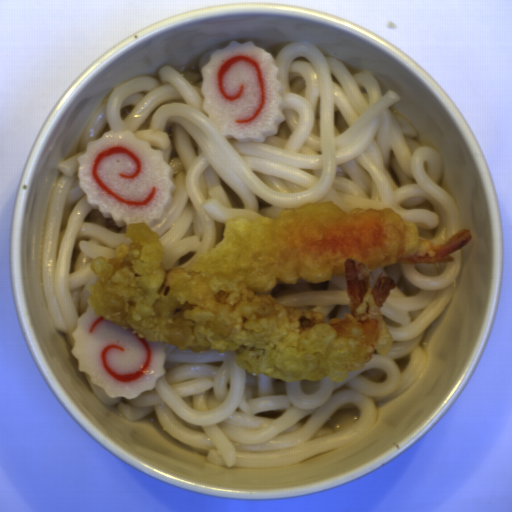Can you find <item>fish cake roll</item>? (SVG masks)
<instances>
[{"label": "fish cake roll", "mask_w": 512, "mask_h": 512, "mask_svg": "<svg viewBox=\"0 0 512 512\" xmlns=\"http://www.w3.org/2000/svg\"><path fill=\"white\" fill-rule=\"evenodd\" d=\"M70 354L78 372L87 373L92 386L103 387L107 398L134 399L156 388L165 373V344L146 342L128 328L99 318L89 307L72 333Z\"/></svg>", "instance_id": "obj_3"}, {"label": "fish cake roll", "mask_w": 512, "mask_h": 512, "mask_svg": "<svg viewBox=\"0 0 512 512\" xmlns=\"http://www.w3.org/2000/svg\"><path fill=\"white\" fill-rule=\"evenodd\" d=\"M200 77L201 111L227 138L263 142L284 124L283 85L267 50L232 40L210 54Z\"/></svg>", "instance_id": "obj_2"}, {"label": "fish cake roll", "mask_w": 512, "mask_h": 512, "mask_svg": "<svg viewBox=\"0 0 512 512\" xmlns=\"http://www.w3.org/2000/svg\"><path fill=\"white\" fill-rule=\"evenodd\" d=\"M172 177L164 154L130 130L86 141L77 159L76 183L86 204L117 228L139 221L158 225L173 203Z\"/></svg>", "instance_id": "obj_1"}]
</instances>
